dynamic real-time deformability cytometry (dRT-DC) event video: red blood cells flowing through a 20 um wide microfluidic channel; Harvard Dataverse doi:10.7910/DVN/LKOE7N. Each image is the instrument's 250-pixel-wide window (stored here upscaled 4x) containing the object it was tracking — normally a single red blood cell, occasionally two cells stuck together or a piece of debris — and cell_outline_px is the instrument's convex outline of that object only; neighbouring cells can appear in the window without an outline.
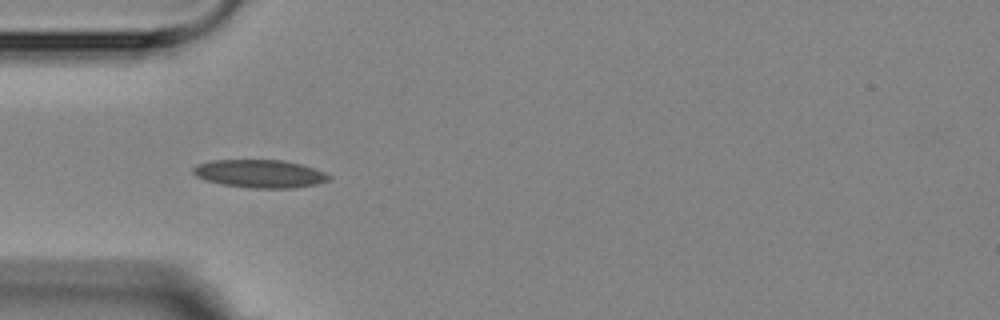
{"species": "Egyptian fruit bat (a non-hibernating species)", "species_latin": "Rousettus aegyptiacus", "temperature_condition": "room temperature", "stored_images_in_passage": 4, "camera_frame_rate_fps": 3000, "um_per_image_px": 0.085, "animal": {"sex": "female"}, "frame": {"image": 1, "passage_image": 3, "time_ms": 2.333, "image_size_px": [1000, 320], "cell_outline_px": [[332, 180], [316, 184], [292, 188], [248, 188], [224, 184], [204, 180], [196, 176], [192, 172], [192, 168], [196, 164], [212, 160], [284, 160], [316, 168], [332, 176]], "centroid_in_image_um": [22.1, 14.76], "position_along_channel_um": 62.9, "area_um2": 22.37}}
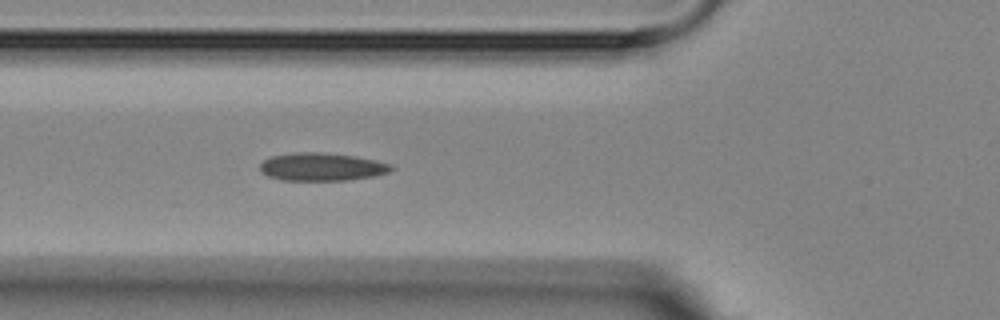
{"frame": {"image": 2, "passage_image": 4, "time_ms": 3.333, "image_size_px": [1000, 320], "cell_outline_px": [[396, 168], [388, 172], [376, 176], [348, 180], [280, 180], [268, 176], [260, 172], [260, 164], [264, 160], [272, 156], [296, 152], [328, 152], [356, 156], [376, 160], [392, 164]], "centroid_in_image_um": [27.39, 14.17], "position_along_channel_um": 98.4, "area_um2": 21.68}}